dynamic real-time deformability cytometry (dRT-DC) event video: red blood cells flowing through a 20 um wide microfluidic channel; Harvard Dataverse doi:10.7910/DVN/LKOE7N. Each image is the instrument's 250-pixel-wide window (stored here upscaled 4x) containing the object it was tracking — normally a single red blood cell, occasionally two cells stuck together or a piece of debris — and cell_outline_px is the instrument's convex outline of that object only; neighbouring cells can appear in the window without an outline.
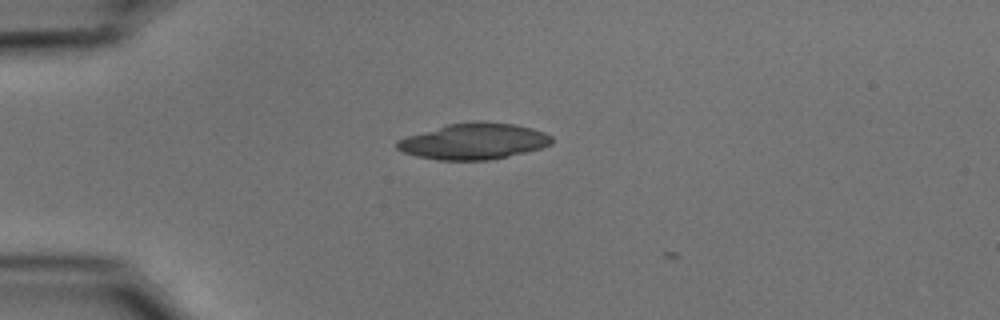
{"species": "common noctule bat (a hibernating species)", "species_latin": "Nyctalus noctula", "temperature_condition": "cold", "stored_images_in_passage": 2, "camera_frame_rate_fps": 3000, "um_per_image_px": 0.085, "animal": {"sex": "male", "body_mass_g": 15.6}, "frame": {"image": 1, "passage_image": 1, "time_ms": 0.0, "image_size_px": [1000, 320], "cell_outline_px": [[552, 144], [540, 148], [508, 156], [488, 160], [436, 160], [416, 156], [404, 152], [396, 148], [396, 140], [408, 136], [448, 124], [472, 120], [484, 120], [516, 124], [532, 128], [544, 132], [552, 136]], "centroid_in_image_um": [40.28, 11.99], "position_along_channel_um": 44.7, "area_um2": 32.71}}